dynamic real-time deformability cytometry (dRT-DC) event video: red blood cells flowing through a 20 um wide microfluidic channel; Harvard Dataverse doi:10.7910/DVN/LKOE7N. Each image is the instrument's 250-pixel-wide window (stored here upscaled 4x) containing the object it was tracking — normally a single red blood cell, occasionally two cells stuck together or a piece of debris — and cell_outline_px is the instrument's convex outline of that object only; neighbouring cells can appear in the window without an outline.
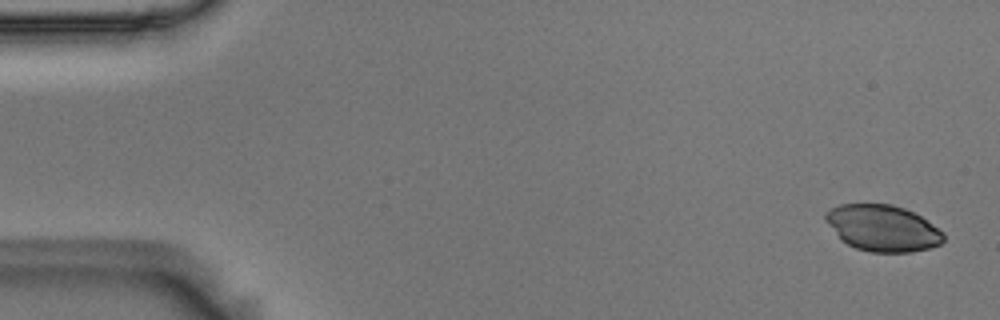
{"species": "Egyptian fruit bat (a non-hibernating species)", "species_latin": "Rousettus aegyptiacus", "temperature_condition": "room temperature", "stored_images_in_passage": 5, "camera_frame_rate_fps": 3000, "um_per_image_px": 0.085, "animal": {"sex": "male"}, "frame": {"image": 1, "passage_image": 1, "time_ms": 0.0, "image_size_px": [1000, 320], "cell_outline_px": [[944, 240], [940, 244], [928, 248], [912, 252], [868, 252], [856, 248], [848, 244], [824, 220], [824, 216], [832, 208], [840, 204], [892, 204], [904, 208], [920, 216], [944, 232]], "centroid_in_image_um": [75.05, 19.39], "position_along_channel_um": 9.9, "area_um2": 31.44}}